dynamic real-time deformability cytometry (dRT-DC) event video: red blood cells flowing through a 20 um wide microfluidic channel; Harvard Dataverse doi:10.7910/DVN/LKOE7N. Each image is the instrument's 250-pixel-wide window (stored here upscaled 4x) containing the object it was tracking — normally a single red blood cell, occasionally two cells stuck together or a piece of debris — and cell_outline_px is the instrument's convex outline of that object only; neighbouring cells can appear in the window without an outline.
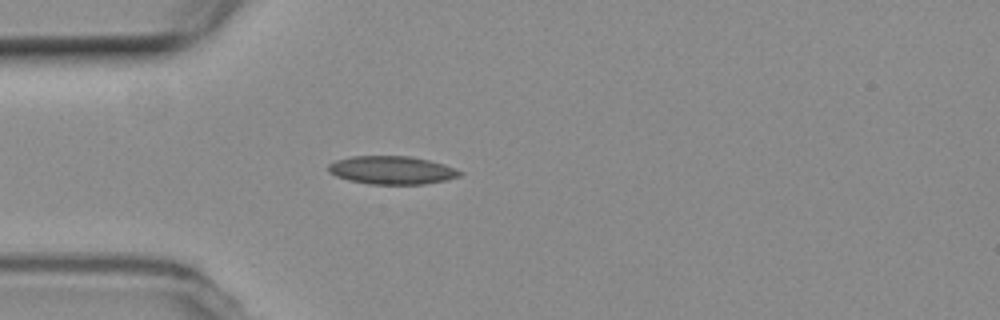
{"species": "common noctule bat (a hibernating species)", "species_latin": "Nyctalus noctula", "temperature_condition": "room temperature", "stored_images_in_passage": 1, "camera_frame_rate_fps": 3000, "um_per_image_px": 0.085, "animal": {"sex": "female", "body_mass_g": 19.3, "forearm_length_mm": 54.1}, "frame": {"image": 1, "passage_image": 1, "time_ms": 0.0, "image_size_px": [1000, 320], "cell_outline_px": [[464, 172], [460, 176], [444, 180], [424, 184], [368, 184], [348, 180], [336, 176], [328, 172], [328, 164], [336, 160], [352, 156], [408, 156], [428, 160], [444, 164], [456, 168]], "centroid_in_image_um": [33.3, 14.46], "position_along_channel_um": 51.7, "area_um2": 21.62}}